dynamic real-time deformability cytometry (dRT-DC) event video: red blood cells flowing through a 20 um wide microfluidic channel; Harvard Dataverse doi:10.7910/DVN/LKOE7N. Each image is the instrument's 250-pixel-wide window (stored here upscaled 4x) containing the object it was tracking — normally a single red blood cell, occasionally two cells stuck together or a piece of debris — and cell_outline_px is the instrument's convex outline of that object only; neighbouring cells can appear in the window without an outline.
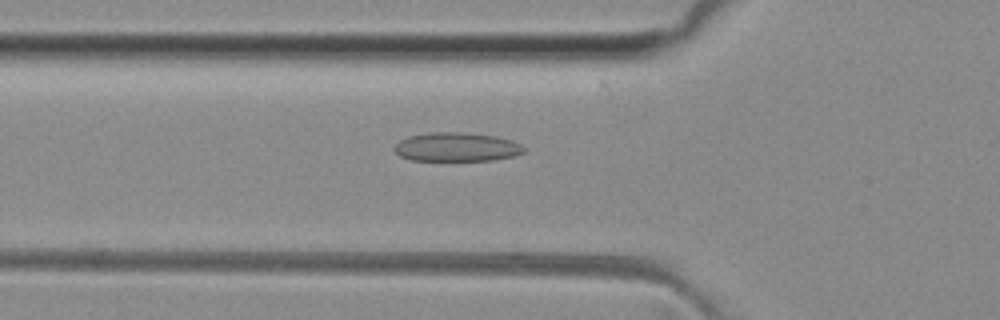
{"species": "common noctule bat (a hibernating species)", "species_latin": "Nyctalus noctula", "temperature_condition": "room temperature", "stored_images_in_passage": 35, "camera_frame_rate_fps": 3000, "um_per_image_px": 0.085, "animal": {"sex": "female", "body_mass_g": 29.2, "forearm_length_mm": 56.3}, "frame": {"image": 1, "passage_image": 3, "time_ms": 0.667, "image_size_px": [1000, 320], "cell_outline_px": [[524, 152], [516, 156], [492, 160], [412, 160], [400, 156], [392, 148], [400, 140], [408, 136], [428, 132], [456, 132], [496, 136], [512, 140], [520, 144], [524, 148]], "centroid_in_image_um": [38.8, 12.49], "position_along_channel_um": 87.0, "area_um2": 21.79}}
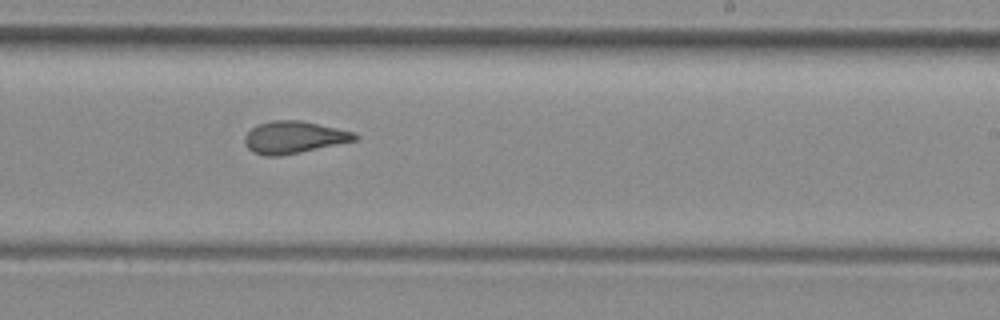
{"frame": {"image": 2, "passage_image": 16, "time_ms": 5.0, "image_size_px": [1000, 320], "cell_outline_px": [[360, 136], [356, 140], [300, 152], [280, 156], [264, 156], [252, 152], [244, 144], [244, 136], [252, 128], [260, 124], [272, 120], [300, 120], [336, 128], [352, 132]], "centroid_in_image_um": [24.94, 11.68], "position_along_channel_um": 264.1, "area_um2": 20.46}}
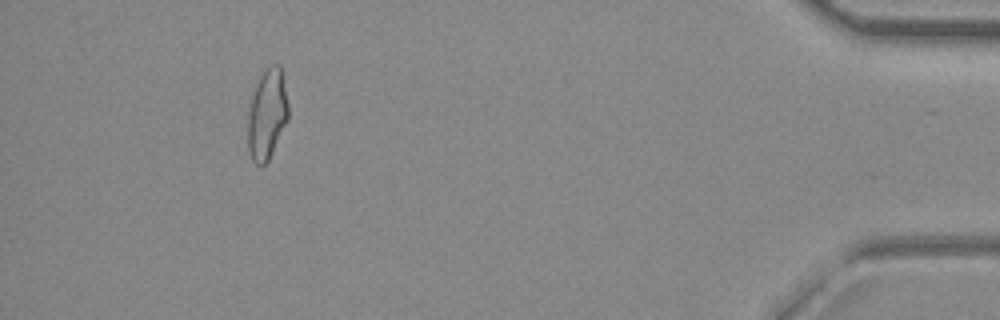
{"frame": {"image": 3, "passage_image": 32, "time_ms": 10.333, "image_size_px": [1000, 320], "cell_outline_px": [[288, 120], [268, 160], [264, 164], [256, 164], [252, 160], [248, 152], [248, 112], [252, 96], [256, 84], [260, 76], [272, 64], [280, 64], [288, 104]], "centroid_in_image_um": [22.7, 9.73], "position_along_channel_um": 412.5, "area_um2": 21.04}}